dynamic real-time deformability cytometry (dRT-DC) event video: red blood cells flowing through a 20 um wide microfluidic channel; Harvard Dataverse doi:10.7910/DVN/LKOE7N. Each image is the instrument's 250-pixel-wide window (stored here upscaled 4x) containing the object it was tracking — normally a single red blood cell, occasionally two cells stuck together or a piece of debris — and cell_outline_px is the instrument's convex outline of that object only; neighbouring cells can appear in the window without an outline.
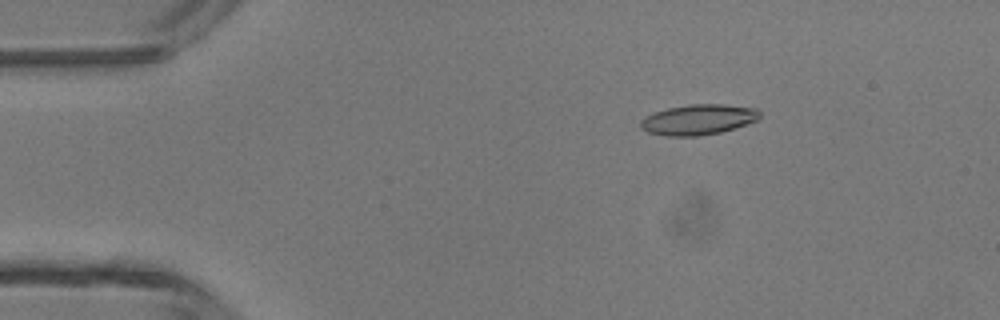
{"species": "common noctule bat (a hibernating species)", "species_latin": "Nyctalus noctula", "temperature_condition": "room temperature", "stored_images_in_passage": 47, "camera_frame_rate_fps": 3000, "um_per_image_px": 0.085, "animal": {"sex": "male", "body_mass_g": 13.3}, "frame": {"image": 1, "passage_image": 8, "time_ms": 2.333, "image_size_px": [1000, 320], "cell_outline_px": [[760, 116], [756, 120], [720, 132], [696, 136], [664, 136], [648, 132], [640, 128], [640, 120], [656, 112], [668, 108], [688, 104], [724, 104], [756, 108], [760, 112]], "centroid_in_image_um": [59.33, 10.16], "position_along_channel_um": 25.7, "area_um2": 20.87}}
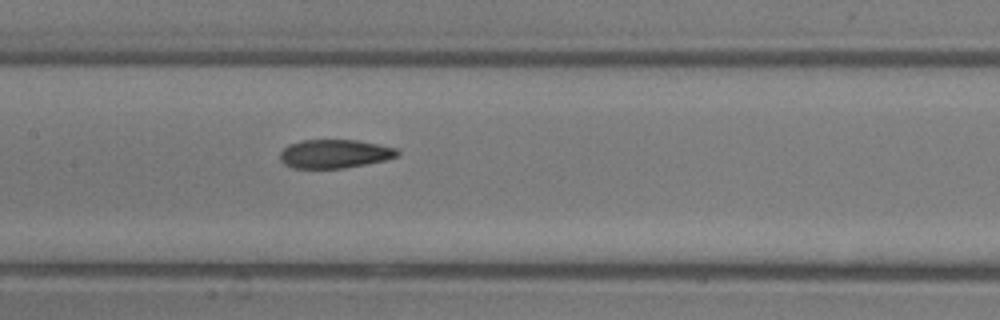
{"frame": {"image": 2, "passage_image": 23, "time_ms": 7.333, "image_size_px": [1000, 320], "cell_outline_px": [[400, 156], [384, 160], [344, 168], [292, 168], [284, 164], [280, 160], [280, 152], [288, 144], [300, 140], [356, 140], [396, 148], [400, 152]], "centroid_in_image_um": [28.42, 13.07], "position_along_channel_um": 179.0, "area_um2": 19.59}}
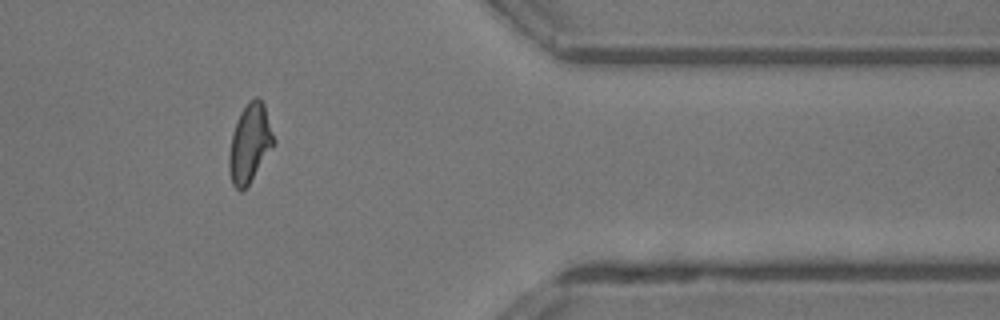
{"frame": {"image": 3, "passage_image": 39, "time_ms": 12.667, "image_size_px": [1000, 320], "cell_outline_px": [[276, 144], [248, 184], [240, 192], [232, 184], [228, 168], [228, 156], [232, 132], [240, 112], [248, 100], [256, 96], [260, 96], [264, 104], [276, 140]], "centroid_in_image_um": [21.24, 12.14], "position_along_channel_um": 390.2, "area_um2": 20.75}, "authors_computed_cell_mechanics": {"area_um2": 20.1144, "velocity_mm_per_s": 4.3969, "shape_relaxation_time_tau1_ms": 6.9299, "shape_relaxation_time_tau2_ms": 1.7457, "deformation_change_tau1": 0.2387, "deformation_change_tau2": 0.0968}}